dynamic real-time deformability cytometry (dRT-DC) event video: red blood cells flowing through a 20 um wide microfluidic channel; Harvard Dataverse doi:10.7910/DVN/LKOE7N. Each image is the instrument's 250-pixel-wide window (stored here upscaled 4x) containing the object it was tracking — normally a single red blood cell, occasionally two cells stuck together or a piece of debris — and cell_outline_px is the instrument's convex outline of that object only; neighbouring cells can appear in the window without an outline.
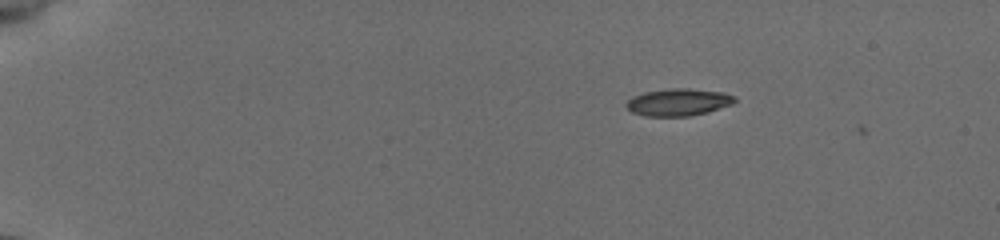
{"species": "common noctule bat (a hibernating species)", "species_latin": "Nyctalus noctula", "temperature_condition": "cold", "stored_images_in_passage": 3, "camera_frame_rate_fps": 3000, "um_per_image_px": 0.085, "animal": {"sex": "female", "body_mass_g": 19.5, "forearm_length_mm": 54.1}, "frame": {"image": 1, "passage_image": 2, "time_ms": 0.667, "image_size_px": [1000, 240], "cell_outline_px": [[736, 100], [732, 104], [708, 112], [688, 116], [644, 116], [632, 112], [624, 104], [632, 96], [644, 92], [672, 88], [688, 88], [724, 92], [736, 96]], "centroid_in_image_um": [57.66, 8.68], "position_along_channel_um": 27.3, "area_um2": 17.28}}